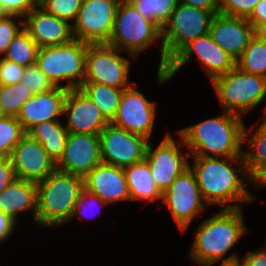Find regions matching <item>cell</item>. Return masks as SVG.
<instances>
[{
    "label": "cell",
    "instance_id": "cell-1",
    "mask_svg": "<svg viewBox=\"0 0 266 266\" xmlns=\"http://www.w3.org/2000/svg\"><path fill=\"white\" fill-rule=\"evenodd\" d=\"M191 157L194 165L191 167L189 164V167L195 174L201 195L208 205L219 204L223 209H238L241 206L236 202H250L254 199L245 188L244 182L251 181V176L246 170L243 155L226 158ZM232 162L240 163V168L232 167ZM239 173L241 176H238ZM232 202L235 204H230Z\"/></svg>",
    "mask_w": 266,
    "mask_h": 266
},
{
    "label": "cell",
    "instance_id": "cell-2",
    "mask_svg": "<svg viewBox=\"0 0 266 266\" xmlns=\"http://www.w3.org/2000/svg\"><path fill=\"white\" fill-rule=\"evenodd\" d=\"M223 112L218 117L176 131L183 139V146L190 150V156L226 158L242 155L243 116Z\"/></svg>",
    "mask_w": 266,
    "mask_h": 266
},
{
    "label": "cell",
    "instance_id": "cell-3",
    "mask_svg": "<svg viewBox=\"0 0 266 266\" xmlns=\"http://www.w3.org/2000/svg\"><path fill=\"white\" fill-rule=\"evenodd\" d=\"M246 229L242 208L222 209L197 227L190 257L203 266H211L246 234Z\"/></svg>",
    "mask_w": 266,
    "mask_h": 266
},
{
    "label": "cell",
    "instance_id": "cell-4",
    "mask_svg": "<svg viewBox=\"0 0 266 266\" xmlns=\"http://www.w3.org/2000/svg\"><path fill=\"white\" fill-rule=\"evenodd\" d=\"M36 186V223L42 227H52L68 222L84 189L83 178L55 170Z\"/></svg>",
    "mask_w": 266,
    "mask_h": 266
},
{
    "label": "cell",
    "instance_id": "cell-5",
    "mask_svg": "<svg viewBox=\"0 0 266 266\" xmlns=\"http://www.w3.org/2000/svg\"><path fill=\"white\" fill-rule=\"evenodd\" d=\"M214 14L200 8L178 3L169 21L162 28V47L158 70L168 63L190 42L207 35Z\"/></svg>",
    "mask_w": 266,
    "mask_h": 266
},
{
    "label": "cell",
    "instance_id": "cell-6",
    "mask_svg": "<svg viewBox=\"0 0 266 266\" xmlns=\"http://www.w3.org/2000/svg\"><path fill=\"white\" fill-rule=\"evenodd\" d=\"M87 43L78 39L56 46L40 47L36 64L55 85L67 89L79 88L85 78V52ZM67 80V85L61 81Z\"/></svg>",
    "mask_w": 266,
    "mask_h": 266
},
{
    "label": "cell",
    "instance_id": "cell-7",
    "mask_svg": "<svg viewBox=\"0 0 266 266\" xmlns=\"http://www.w3.org/2000/svg\"><path fill=\"white\" fill-rule=\"evenodd\" d=\"M211 83L223 110L240 116L266 97V78L243 72L237 66Z\"/></svg>",
    "mask_w": 266,
    "mask_h": 266
},
{
    "label": "cell",
    "instance_id": "cell-8",
    "mask_svg": "<svg viewBox=\"0 0 266 266\" xmlns=\"http://www.w3.org/2000/svg\"><path fill=\"white\" fill-rule=\"evenodd\" d=\"M162 38V29L142 16L130 2H120L114 19L108 45L127 51L135 59L157 39Z\"/></svg>",
    "mask_w": 266,
    "mask_h": 266
},
{
    "label": "cell",
    "instance_id": "cell-9",
    "mask_svg": "<svg viewBox=\"0 0 266 266\" xmlns=\"http://www.w3.org/2000/svg\"><path fill=\"white\" fill-rule=\"evenodd\" d=\"M193 53L209 76L211 82L218 76L229 72L236 66V60L226 53L211 37L207 35L198 37L186 45L167 65L165 70L157 71L159 84L167 82L187 62L191 61Z\"/></svg>",
    "mask_w": 266,
    "mask_h": 266
},
{
    "label": "cell",
    "instance_id": "cell-10",
    "mask_svg": "<svg viewBox=\"0 0 266 266\" xmlns=\"http://www.w3.org/2000/svg\"><path fill=\"white\" fill-rule=\"evenodd\" d=\"M122 50L108 44H88L85 52L83 83H98L127 89L130 61L122 57Z\"/></svg>",
    "mask_w": 266,
    "mask_h": 266
},
{
    "label": "cell",
    "instance_id": "cell-11",
    "mask_svg": "<svg viewBox=\"0 0 266 266\" xmlns=\"http://www.w3.org/2000/svg\"><path fill=\"white\" fill-rule=\"evenodd\" d=\"M119 3L117 0H82L72 24L73 37L87 44H107Z\"/></svg>",
    "mask_w": 266,
    "mask_h": 266
},
{
    "label": "cell",
    "instance_id": "cell-12",
    "mask_svg": "<svg viewBox=\"0 0 266 266\" xmlns=\"http://www.w3.org/2000/svg\"><path fill=\"white\" fill-rule=\"evenodd\" d=\"M162 202L170 209L181 232H184L192 219L201 214L205 205H208L190 167L171 183L162 195Z\"/></svg>",
    "mask_w": 266,
    "mask_h": 266
},
{
    "label": "cell",
    "instance_id": "cell-13",
    "mask_svg": "<svg viewBox=\"0 0 266 266\" xmlns=\"http://www.w3.org/2000/svg\"><path fill=\"white\" fill-rule=\"evenodd\" d=\"M99 142L102 162L125 168L145 159L149 139L108 123Z\"/></svg>",
    "mask_w": 266,
    "mask_h": 266
},
{
    "label": "cell",
    "instance_id": "cell-14",
    "mask_svg": "<svg viewBox=\"0 0 266 266\" xmlns=\"http://www.w3.org/2000/svg\"><path fill=\"white\" fill-rule=\"evenodd\" d=\"M180 140L177 146L171 134H167L155 150L149 143L147 145L145 160L150 167L152 179L162 193L189 167L186 158H190V155L185 156L179 151L180 145H184L181 137Z\"/></svg>",
    "mask_w": 266,
    "mask_h": 266
},
{
    "label": "cell",
    "instance_id": "cell-15",
    "mask_svg": "<svg viewBox=\"0 0 266 266\" xmlns=\"http://www.w3.org/2000/svg\"><path fill=\"white\" fill-rule=\"evenodd\" d=\"M156 104L136 89L130 86L124 89L118 112L112 124L131 133L150 138L154 128Z\"/></svg>",
    "mask_w": 266,
    "mask_h": 266
},
{
    "label": "cell",
    "instance_id": "cell-16",
    "mask_svg": "<svg viewBox=\"0 0 266 266\" xmlns=\"http://www.w3.org/2000/svg\"><path fill=\"white\" fill-rule=\"evenodd\" d=\"M9 158L18 179L38 183L56 170V163L41 143L27 133L14 146Z\"/></svg>",
    "mask_w": 266,
    "mask_h": 266
},
{
    "label": "cell",
    "instance_id": "cell-17",
    "mask_svg": "<svg viewBox=\"0 0 266 266\" xmlns=\"http://www.w3.org/2000/svg\"><path fill=\"white\" fill-rule=\"evenodd\" d=\"M100 162L99 135L69 132L56 170L84 178Z\"/></svg>",
    "mask_w": 266,
    "mask_h": 266
},
{
    "label": "cell",
    "instance_id": "cell-18",
    "mask_svg": "<svg viewBox=\"0 0 266 266\" xmlns=\"http://www.w3.org/2000/svg\"><path fill=\"white\" fill-rule=\"evenodd\" d=\"M64 114L68 132L99 135L108 124L95 103L79 88L68 89Z\"/></svg>",
    "mask_w": 266,
    "mask_h": 266
},
{
    "label": "cell",
    "instance_id": "cell-19",
    "mask_svg": "<svg viewBox=\"0 0 266 266\" xmlns=\"http://www.w3.org/2000/svg\"><path fill=\"white\" fill-rule=\"evenodd\" d=\"M24 17L23 29L39 48L65 44L74 39L68 21L48 14L42 8H34Z\"/></svg>",
    "mask_w": 266,
    "mask_h": 266
},
{
    "label": "cell",
    "instance_id": "cell-20",
    "mask_svg": "<svg viewBox=\"0 0 266 266\" xmlns=\"http://www.w3.org/2000/svg\"><path fill=\"white\" fill-rule=\"evenodd\" d=\"M209 34L231 57L237 60L247 47L253 26L247 18L226 16L220 13L211 20Z\"/></svg>",
    "mask_w": 266,
    "mask_h": 266
},
{
    "label": "cell",
    "instance_id": "cell-21",
    "mask_svg": "<svg viewBox=\"0 0 266 266\" xmlns=\"http://www.w3.org/2000/svg\"><path fill=\"white\" fill-rule=\"evenodd\" d=\"M84 189L106 204L130 200L123 168L100 162L83 178Z\"/></svg>",
    "mask_w": 266,
    "mask_h": 266
},
{
    "label": "cell",
    "instance_id": "cell-22",
    "mask_svg": "<svg viewBox=\"0 0 266 266\" xmlns=\"http://www.w3.org/2000/svg\"><path fill=\"white\" fill-rule=\"evenodd\" d=\"M68 89L55 86L49 92L35 94L24 103L17 119L27 132L32 126L40 122L58 120L63 114L64 102Z\"/></svg>",
    "mask_w": 266,
    "mask_h": 266
},
{
    "label": "cell",
    "instance_id": "cell-23",
    "mask_svg": "<svg viewBox=\"0 0 266 266\" xmlns=\"http://www.w3.org/2000/svg\"><path fill=\"white\" fill-rule=\"evenodd\" d=\"M28 210H33V219L36 222V183L16 178L0 193V211L17 221L18 214Z\"/></svg>",
    "mask_w": 266,
    "mask_h": 266
},
{
    "label": "cell",
    "instance_id": "cell-24",
    "mask_svg": "<svg viewBox=\"0 0 266 266\" xmlns=\"http://www.w3.org/2000/svg\"><path fill=\"white\" fill-rule=\"evenodd\" d=\"M123 170L130 200L153 202L162 199L163 193L152 179L150 167L145 159L125 167Z\"/></svg>",
    "mask_w": 266,
    "mask_h": 266
},
{
    "label": "cell",
    "instance_id": "cell-25",
    "mask_svg": "<svg viewBox=\"0 0 266 266\" xmlns=\"http://www.w3.org/2000/svg\"><path fill=\"white\" fill-rule=\"evenodd\" d=\"M26 133L41 143L48 156L56 164L59 162L63 156L69 133L59 120L40 122Z\"/></svg>",
    "mask_w": 266,
    "mask_h": 266
},
{
    "label": "cell",
    "instance_id": "cell-26",
    "mask_svg": "<svg viewBox=\"0 0 266 266\" xmlns=\"http://www.w3.org/2000/svg\"><path fill=\"white\" fill-rule=\"evenodd\" d=\"M79 89L95 103L105 120L112 123L124 89L98 83H82Z\"/></svg>",
    "mask_w": 266,
    "mask_h": 266
},
{
    "label": "cell",
    "instance_id": "cell-27",
    "mask_svg": "<svg viewBox=\"0 0 266 266\" xmlns=\"http://www.w3.org/2000/svg\"><path fill=\"white\" fill-rule=\"evenodd\" d=\"M262 123L255 128L253 134L244 127L243 143L248 144L250 152H243L246 170L252 176L261 166L266 163V118L262 119ZM248 136L249 139L247 138Z\"/></svg>",
    "mask_w": 266,
    "mask_h": 266
},
{
    "label": "cell",
    "instance_id": "cell-28",
    "mask_svg": "<svg viewBox=\"0 0 266 266\" xmlns=\"http://www.w3.org/2000/svg\"><path fill=\"white\" fill-rule=\"evenodd\" d=\"M236 66L243 72L266 78V42L253 35Z\"/></svg>",
    "mask_w": 266,
    "mask_h": 266
},
{
    "label": "cell",
    "instance_id": "cell-29",
    "mask_svg": "<svg viewBox=\"0 0 266 266\" xmlns=\"http://www.w3.org/2000/svg\"><path fill=\"white\" fill-rule=\"evenodd\" d=\"M38 45L30 35L22 29L12 40L3 55L9 61L27 67L36 63Z\"/></svg>",
    "mask_w": 266,
    "mask_h": 266
},
{
    "label": "cell",
    "instance_id": "cell-30",
    "mask_svg": "<svg viewBox=\"0 0 266 266\" xmlns=\"http://www.w3.org/2000/svg\"><path fill=\"white\" fill-rule=\"evenodd\" d=\"M145 19L156 23L161 29L169 21L177 0H130Z\"/></svg>",
    "mask_w": 266,
    "mask_h": 266
},
{
    "label": "cell",
    "instance_id": "cell-31",
    "mask_svg": "<svg viewBox=\"0 0 266 266\" xmlns=\"http://www.w3.org/2000/svg\"><path fill=\"white\" fill-rule=\"evenodd\" d=\"M34 94L21 82L11 85H0V104L7 116H16L22 106Z\"/></svg>",
    "mask_w": 266,
    "mask_h": 266
},
{
    "label": "cell",
    "instance_id": "cell-32",
    "mask_svg": "<svg viewBox=\"0 0 266 266\" xmlns=\"http://www.w3.org/2000/svg\"><path fill=\"white\" fill-rule=\"evenodd\" d=\"M26 134L16 116L0 119V157H9L14 146Z\"/></svg>",
    "mask_w": 266,
    "mask_h": 266
},
{
    "label": "cell",
    "instance_id": "cell-33",
    "mask_svg": "<svg viewBox=\"0 0 266 266\" xmlns=\"http://www.w3.org/2000/svg\"><path fill=\"white\" fill-rule=\"evenodd\" d=\"M21 83L26 85L34 95L49 92L55 87L36 63L25 67Z\"/></svg>",
    "mask_w": 266,
    "mask_h": 266
},
{
    "label": "cell",
    "instance_id": "cell-34",
    "mask_svg": "<svg viewBox=\"0 0 266 266\" xmlns=\"http://www.w3.org/2000/svg\"><path fill=\"white\" fill-rule=\"evenodd\" d=\"M82 0H47L40 8L66 21L75 20Z\"/></svg>",
    "mask_w": 266,
    "mask_h": 266
},
{
    "label": "cell",
    "instance_id": "cell-35",
    "mask_svg": "<svg viewBox=\"0 0 266 266\" xmlns=\"http://www.w3.org/2000/svg\"><path fill=\"white\" fill-rule=\"evenodd\" d=\"M260 0H219V13L248 18Z\"/></svg>",
    "mask_w": 266,
    "mask_h": 266
},
{
    "label": "cell",
    "instance_id": "cell-36",
    "mask_svg": "<svg viewBox=\"0 0 266 266\" xmlns=\"http://www.w3.org/2000/svg\"><path fill=\"white\" fill-rule=\"evenodd\" d=\"M14 17L20 18L17 15H5L0 20V55L2 54V57L13 38L23 29V20H19L16 23L13 20Z\"/></svg>",
    "mask_w": 266,
    "mask_h": 266
},
{
    "label": "cell",
    "instance_id": "cell-37",
    "mask_svg": "<svg viewBox=\"0 0 266 266\" xmlns=\"http://www.w3.org/2000/svg\"><path fill=\"white\" fill-rule=\"evenodd\" d=\"M25 67L0 58V85H11L21 82Z\"/></svg>",
    "mask_w": 266,
    "mask_h": 266
},
{
    "label": "cell",
    "instance_id": "cell-38",
    "mask_svg": "<svg viewBox=\"0 0 266 266\" xmlns=\"http://www.w3.org/2000/svg\"><path fill=\"white\" fill-rule=\"evenodd\" d=\"M96 203L100 207H102L103 205H107L97 195L92 194L91 192H88L87 190L83 189L82 192L80 193L78 199L76 200L75 207H74V210H73V213H72L70 219L77 217L80 213L85 217L86 216L85 215L86 209L87 210L90 209ZM95 206H97V205H95Z\"/></svg>",
    "mask_w": 266,
    "mask_h": 266
},
{
    "label": "cell",
    "instance_id": "cell-39",
    "mask_svg": "<svg viewBox=\"0 0 266 266\" xmlns=\"http://www.w3.org/2000/svg\"><path fill=\"white\" fill-rule=\"evenodd\" d=\"M0 6L6 15H17L21 18L35 8L32 0H0Z\"/></svg>",
    "mask_w": 266,
    "mask_h": 266
},
{
    "label": "cell",
    "instance_id": "cell-40",
    "mask_svg": "<svg viewBox=\"0 0 266 266\" xmlns=\"http://www.w3.org/2000/svg\"><path fill=\"white\" fill-rule=\"evenodd\" d=\"M16 178L10 158L0 157V193Z\"/></svg>",
    "mask_w": 266,
    "mask_h": 266
},
{
    "label": "cell",
    "instance_id": "cell-41",
    "mask_svg": "<svg viewBox=\"0 0 266 266\" xmlns=\"http://www.w3.org/2000/svg\"><path fill=\"white\" fill-rule=\"evenodd\" d=\"M239 266H266V249L246 254L238 261Z\"/></svg>",
    "mask_w": 266,
    "mask_h": 266
},
{
    "label": "cell",
    "instance_id": "cell-42",
    "mask_svg": "<svg viewBox=\"0 0 266 266\" xmlns=\"http://www.w3.org/2000/svg\"><path fill=\"white\" fill-rule=\"evenodd\" d=\"M178 3L189 5L212 12L219 13V0H177Z\"/></svg>",
    "mask_w": 266,
    "mask_h": 266
},
{
    "label": "cell",
    "instance_id": "cell-43",
    "mask_svg": "<svg viewBox=\"0 0 266 266\" xmlns=\"http://www.w3.org/2000/svg\"><path fill=\"white\" fill-rule=\"evenodd\" d=\"M15 222L11 216L0 211V242H4L13 233Z\"/></svg>",
    "mask_w": 266,
    "mask_h": 266
},
{
    "label": "cell",
    "instance_id": "cell-44",
    "mask_svg": "<svg viewBox=\"0 0 266 266\" xmlns=\"http://www.w3.org/2000/svg\"><path fill=\"white\" fill-rule=\"evenodd\" d=\"M247 21L253 28L259 24L266 22V0H260L254 7V10L247 18Z\"/></svg>",
    "mask_w": 266,
    "mask_h": 266
},
{
    "label": "cell",
    "instance_id": "cell-45",
    "mask_svg": "<svg viewBox=\"0 0 266 266\" xmlns=\"http://www.w3.org/2000/svg\"><path fill=\"white\" fill-rule=\"evenodd\" d=\"M251 183L266 187V163L251 176Z\"/></svg>",
    "mask_w": 266,
    "mask_h": 266
},
{
    "label": "cell",
    "instance_id": "cell-46",
    "mask_svg": "<svg viewBox=\"0 0 266 266\" xmlns=\"http://www.w3.org/2000/svg\"><path fill=\"white\" fill-rule=\"evenodd\" d=\"M253 34L258 39L266 42V22L257 24L253 28Z\"/></svg>",
    "mask_w": 266,
    "mask_h": 266
},
{
    "label": "cell",
    "instance_id": "cell-47",
    "mask_svg": "<svg viewBox=\"0 0 266 266\" xmlns=\"http://www.w3.org/2000/svg\"><path fill=\"white\" fill-rule=\"evenodd\" d=\"M240 259L237 257V255L234 253L231 256H228L227 258L223 259V262L219 266H239L238 261Z\"/></svg>",
    "mask_w": 266,
    "mask_h": 266
},
{
    "label": "cell",
    "instance_id": "cell-48",
    "mask_svg": "<svg viewBox=\"0 0 266 266\" xmlns=\"http://www.w3.org/2000/svg\"><path fill=\"white\" fill-rule=\"evenodd\" d=\"M47 0H32V3L35 8H40L43 4H45Z\"/></svg>",
    "mask_w": 266,
    "mask_h": 266
},
{
    "label": "cell",
    "instance_id": "cell-49",
    "mask_svg": "<svg viewBox=\"0 0 266 266\" xmlns=\"http://www.w3.org/2000/svg\"><path fill=\"white\" fill-rule=\"evenodd\" d=\"M7 115H6V113L4 112V110H3V108H2V106H1V104H0V119H3L4 117H6Z\"/></svg>",
    "mask_w": 266,
    "mask_h": 266
},
{
    "label": "cell",
    "instance_id": "cell-50",
    "mask_svg": "<svg viewBox=\"0 0 266 266\" xmlns=\"http://www.w3.org/2000/svg\"><path fill=\"white\" fill-rule=\"evenodd\" d=\"M6 14L3 12L1 6H0V20L5 16Z\"/></svg>",
    "mask_w": 266,
    "mask_h": 266
},
{
    "label": "cell",
    "instance_id": "cell-51",
    "mask_svg": "<svg viewBox=\"0 0 266 266\" xmlns=\"http://www.w3.org/2000/svg\"><path fill=\"white\" fill-rule=\"evenodd\" d=\"M119 2H127V1H130V0H117Z\"/></svg>",
    "mask_w": 266,
    "mask_h": 266
},
{
    "label": "cell",
    "instance_id": "cell-52",
    "mask_svg": "<svg viewBox=\"0 0 266 266\" xmlns=\"http://www.w3.org/2000/svg\"><path fill=\"white\" fill-rule=\"evenodd\" d=\"M264 118H266V107L264 109Z\"/></svg>",
    "mask_w": 266,
    "mask_h": 266
}]
</instances>
